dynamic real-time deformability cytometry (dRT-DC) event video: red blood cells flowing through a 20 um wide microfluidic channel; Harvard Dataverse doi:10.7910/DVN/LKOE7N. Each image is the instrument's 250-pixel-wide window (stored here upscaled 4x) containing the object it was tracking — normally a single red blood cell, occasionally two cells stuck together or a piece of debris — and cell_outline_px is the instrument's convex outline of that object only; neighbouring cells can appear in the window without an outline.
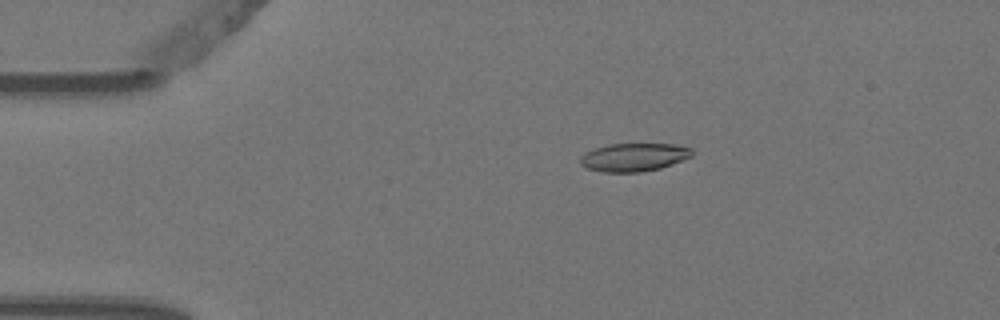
{"species": "Egyptian fruit bat (a non-hibernating species)", "species_latin": "Rousettus aegyptiacus", "temperature_condition": "warm", "stored_images_in_passage": 7, "camera_frame_rate_fps": 3000, "um_per_image_px": 0.085, "animal": {"sex": "female"}, "frame": {"image": 1, "passage_image": 3, "time_ms": 0.667, "image_size_px": [1000, 320], "cell_outline_px": [[692, 156], [672, 164], [660, 168], [640, 172], [604, 172], [588, 168], [580, 164], [580, 156], [596, 148], [608, 144], [676, 144], [692, 148]], "centroid_in_image_um": [53.9, 13.36], "position_along_channel_um": 31.1, "area_um2": 18.21}}
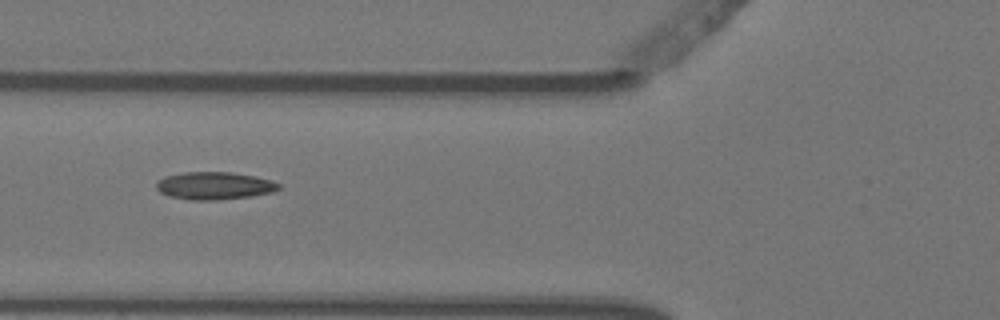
{"frame": {"image": 2, "passage_image": 6, "time_ms": 1.667, "image_size_px": [1000, 320], "cell_outline_px": [[280, 188], [272, 192], [252, 196], [216, 200], [192, 200], [168, 196], [160, 192], [156, 188], [156, 180], [164, 176], [184, 172], [232, 172], [272, 180], [280, 184]], "centroid_in_image_um": [18.19, 15.78], "position_along_channel_um": 107.6, "area_um2": 19.77}}
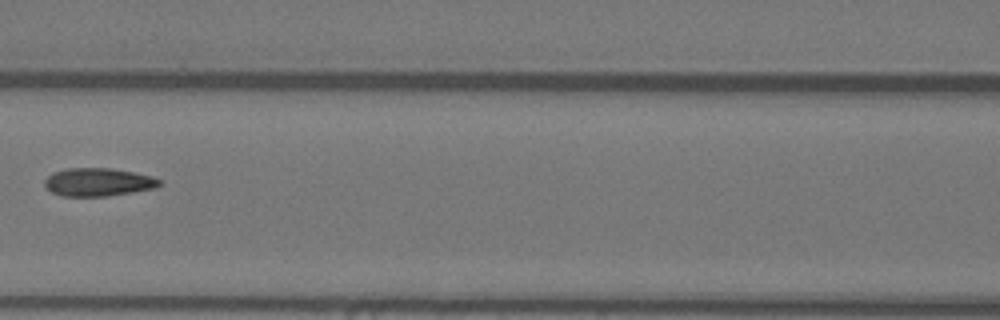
{"frame": {"image": 3, "passage_image": 7, "time_ms": 2.0, "image_size_px": [1000, 320], "cell_outline_px": [[164, 184], [156, 188], [108, 196], [60, 196], [52, 192], [44, 184], [44, 180], [52, 172], [68, 168], [112, 168], [152, 176], [160, 180]], "centroid_in_image_um": [8.36, 15.48], "position_along_channel_um": 158.2, "area_um2": 18.9}}